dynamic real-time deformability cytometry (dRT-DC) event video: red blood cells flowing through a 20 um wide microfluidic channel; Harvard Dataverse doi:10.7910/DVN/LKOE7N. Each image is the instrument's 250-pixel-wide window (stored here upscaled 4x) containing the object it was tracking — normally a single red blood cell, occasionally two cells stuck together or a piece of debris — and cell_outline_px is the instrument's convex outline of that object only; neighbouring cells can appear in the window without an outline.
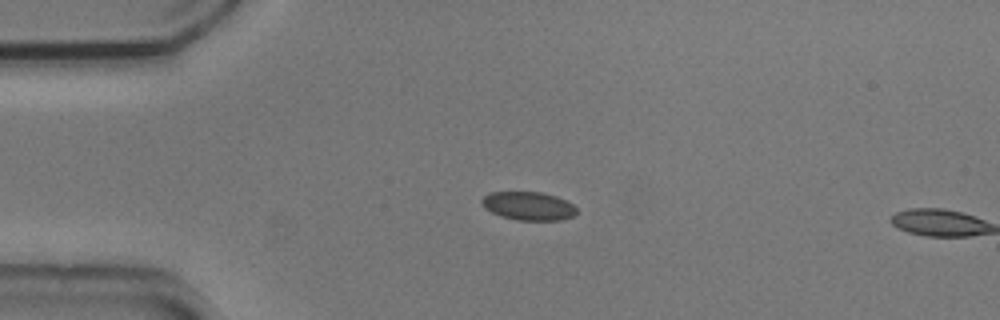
{"species": "common noctule bat (a hibernating species)", "species_latin": "Nyctalus noctula", "temperature_condition": "cold", "stored_images_in_passage": 2, "camera_frame_rate_fps": 3000, "um_per_image_px": 0.085, "animal": {"sex": "male", "body_mass_g": 20.5, "forearm_length_mm": 52.5}, "frame": {"image": 1, "passage_image": 1, "time_ms": 0.0, "image_size_px": [1000, 320], "cell_outline_px": [[576, 212], [572, 216], [560, 220], [516, 220], [500, 216], [484, 208], [480, 200], [484, 196], [492, 192], [544, 192], [556, 196], [572, 204], [576, 208]], "centroid_in_image_um": [44.89, 17.5], "position_along_channel_um": 40.1, "area_um2": 15.66}}